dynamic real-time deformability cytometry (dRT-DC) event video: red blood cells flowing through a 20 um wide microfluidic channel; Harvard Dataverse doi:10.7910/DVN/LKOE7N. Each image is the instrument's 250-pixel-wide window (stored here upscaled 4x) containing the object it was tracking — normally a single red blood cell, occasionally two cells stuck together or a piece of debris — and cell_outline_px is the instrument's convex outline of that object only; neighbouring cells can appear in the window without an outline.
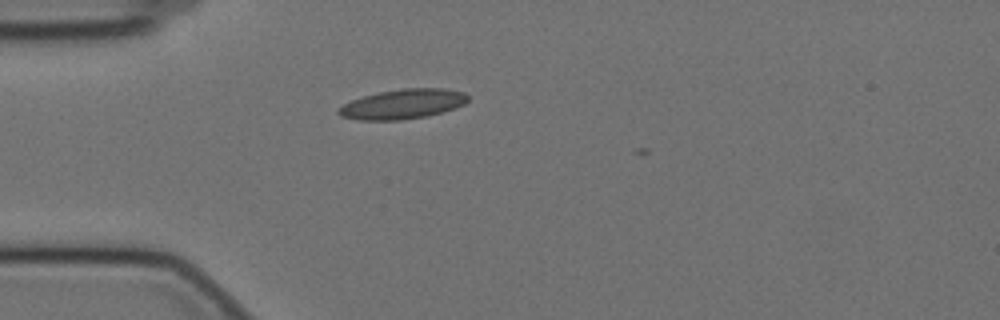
{"species": "Egyptian fruit bat (a non-hibernating species)", "species_latin": "Rousettus aegyptiacus", "temperature_condition": "cold", "stored_images_in_passage": 3, "camera_frame_rate_fps": 3000, "um_per_image_px": 0.085, "animal": {"sex": "female"}, "frame": {"image": 1, "passage_image": 1, "time_ms": 0.0, "image_size_px": [1000, 320], "cell_outline_px": [[468, 100], [464, 104], [456, 108], [428, 116], [400, 120], [360, 120], [340, 116], [336, 112], [344, 104], [352, 100], [364, 96], [380, 92], [404, 88], [444, 88], [464, 92], [468, 96]], "centroid_in_image_um": [34.26, 8.85], "position_along_channel_um": 50.7, "area_um2": 22.37}}